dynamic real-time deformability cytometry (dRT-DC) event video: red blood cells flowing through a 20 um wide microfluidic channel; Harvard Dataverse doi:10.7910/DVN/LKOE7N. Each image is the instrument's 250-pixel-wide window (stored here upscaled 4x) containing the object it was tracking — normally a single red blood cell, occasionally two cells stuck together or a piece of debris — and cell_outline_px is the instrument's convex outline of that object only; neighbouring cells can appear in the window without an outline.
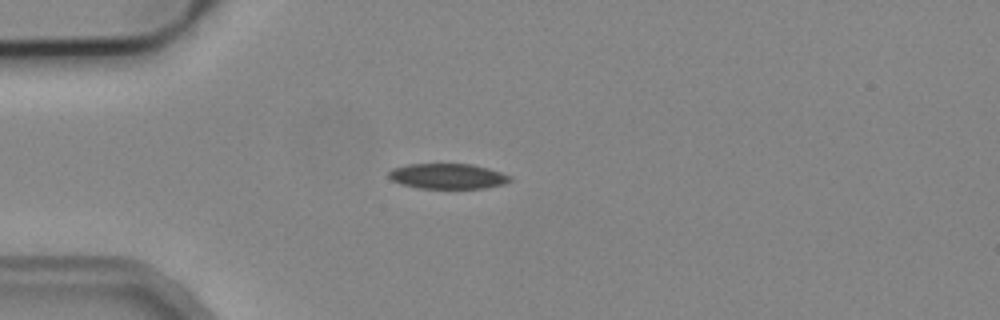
{"species": "common noctule bat (a hibernating species)", "species_latin": "Nyctalus noctula", "temperature_condition": "cold", "stored_images_in_passage": 2, "camera_frame_rate_fps": 3000, "um_per_image_px": 0.085, "animal": {"sex": "male", "body_mass_g": 19.2, "forearm_length_mm": 51.8}, "frame": {"image": 1, "passage_image": 2, "time_ms": 1.0, "image_size_px": [1000, 320], "cell_outline_px": [[512, 180], [504, 184], [484, 188], [420, 188], [400, 184], [392, 180], [388, 176], [388, 172], [392, 168], [408, 164], [472, 164], [488, 168], [512, 176]], "centroid_in_image_um": [38.05, 14.97], "position_along_channel_um": 47.0, "area_um2": 17.92}}